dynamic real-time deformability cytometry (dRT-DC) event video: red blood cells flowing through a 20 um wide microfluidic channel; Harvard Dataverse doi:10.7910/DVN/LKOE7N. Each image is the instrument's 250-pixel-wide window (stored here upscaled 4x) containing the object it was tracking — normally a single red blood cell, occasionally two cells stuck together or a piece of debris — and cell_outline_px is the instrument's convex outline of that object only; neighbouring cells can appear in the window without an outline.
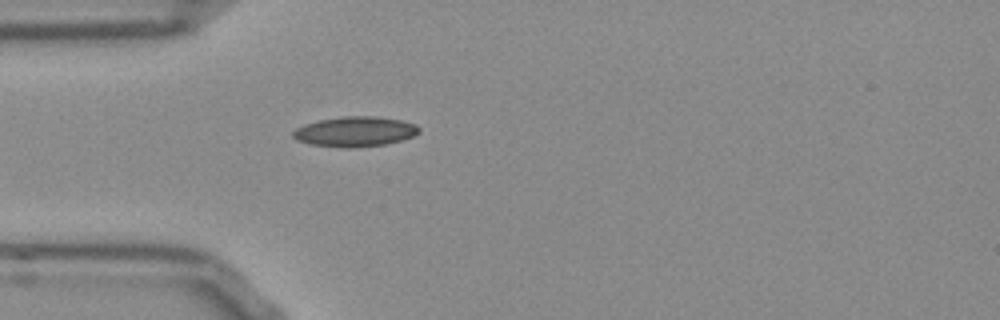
{"species": "Egyptian fruit bat (a non-hibernating species)", "species_latin": "Rousettus aegyptiacus", "temperature_condition": "room temperature", "stored_images_in_passage": 39, "camera_frame_rate_fps": 3000, "um_per_image_px": 0.085, "frame": {"image": 1, "passage_image": 1, "time_ms": 0.0, "image_size_px": [1000, 320], "cell_outline_px": [[420, 132], [412, 136], [400, 140], [384, 144], [352, 148], [344, 148], [312, 144], [296, 140], [292, 136], [292, 132], [296, 128], [304, 124], [320, 120], [344, 116], [376, 116], [400, 120], [416, 124], [420, 128]], "centroid_in_image_um": [30.16, 11.18], "position_along_channel_um": 54.8, "area_um2": 21.96}}
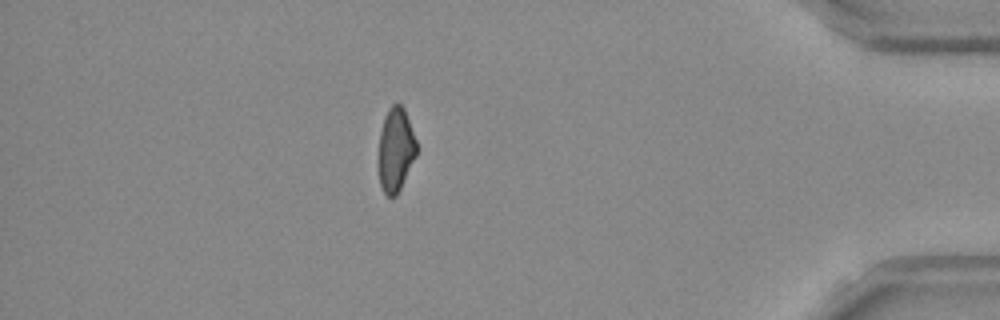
{"frame": {"image": 2, "passage_image": 32, "time_ms": 10.333, "image_size_px": [1000, 320], "cell_outline_px": [[416, 156], [396, 196], [388, 196], [384, 192], [380, 184], [376, 164], [376, 160], [380, 132], [384, 116], [388, 108], [392, 104], [400, 104], [404, 108], [416, 140]], "centroid_in_image_um": [33.58, 12.73], "position_along_channel_um": 401.6, "area_um2": 18.9}}
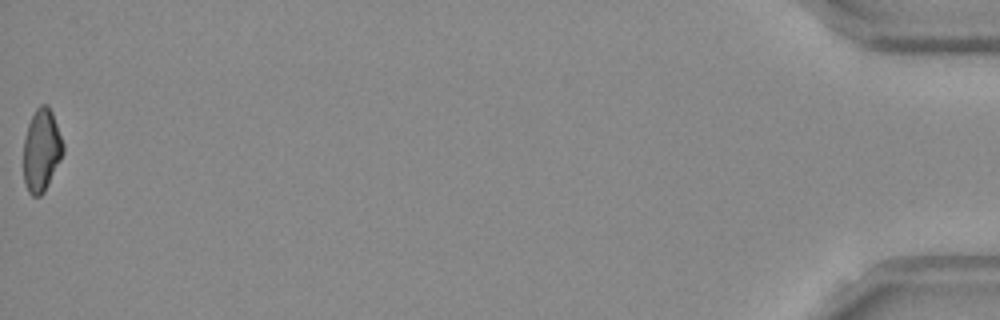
{"frame": {"image": 3, "passage_image": 39, "time_ms": 12.667, "image_size_px": [1000, 320], "cell_outline_px": [[64, 152], [44, 192], [40, 196], [32, 196], [28, 192], [24, 180], [24, 140], [28, 124], [36, 108], [40, 104], [48, 104], [52, 112], [64, 144]], "centroid_in_image_um": [3.53, 12.76], "position_along_channel_um": 431.7, "area_um2": 18.96}, "authors_computed_cell_mechanics": {"area_um2": 19.5364, "velocity_mm_per_s": 3.8323, "shape_relaxation_time_tau1_ms": null, "shape_relaxation_time_tau2_ms": 6.4067, "deformation_change_tau1": null, "deformation_change_tau2": 0.12}}